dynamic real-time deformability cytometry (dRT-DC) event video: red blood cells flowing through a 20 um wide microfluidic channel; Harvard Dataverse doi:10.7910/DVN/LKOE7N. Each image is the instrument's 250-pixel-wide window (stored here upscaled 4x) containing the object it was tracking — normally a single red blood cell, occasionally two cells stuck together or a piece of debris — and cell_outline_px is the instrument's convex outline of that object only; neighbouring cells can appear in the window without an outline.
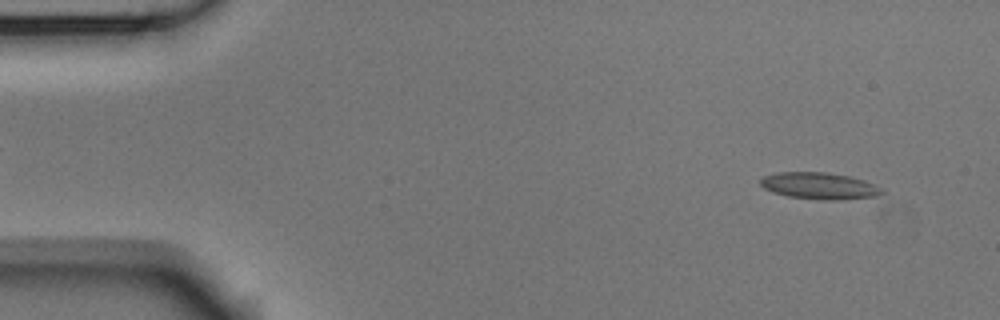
{"species": "Egyptian fruit bat (a non-hibernating species)", "species_latin": "Rousettus aegyptiacus", "temperature_condition": "room temperature", "stored_images_in_passage": 4, "camera_frame_rate_fps": 3000, "um_per_image_px": 0.085, "animal": {"sex": "male"}, "frame": {"image": 1, "passage_image": 1, "time_ms": 0.0, "image_size_px": [1000, 320], "cell_outline_px": [[884, 192], [876, 196], [836, 200], [824, 200], [788, 196], [772, 192], [764, 188], [760, 184], [760, 180], [764, 176], [776, 172], [824, 172], [848, 176], [864, 180], [884, 188]], "centroid_in_image_um": [69.65, 15.79], "position_along_channel_um": 15.4, "area_um2": 18.84}}
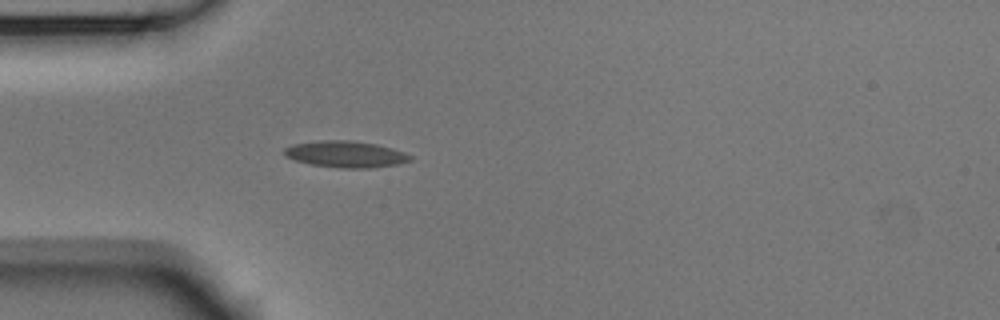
{"frame": {"image": 2, "passage_image": 4, "time_ms": 1.0, "image_size_px": [1000, 320], "cell_outline_px": [[412, 160], [396, 164], [372, 168], [340, 168], [308, 164], [284, 156], [284, 148], [292, 144], [320, 140], [352, 140], [376, 144], [392, 148], [404, 152], [412, 156]], "centroid_in_image_um": [29.36, 13.1], "position_along_channel_um": 55.6, "area_um2": 19.54}}